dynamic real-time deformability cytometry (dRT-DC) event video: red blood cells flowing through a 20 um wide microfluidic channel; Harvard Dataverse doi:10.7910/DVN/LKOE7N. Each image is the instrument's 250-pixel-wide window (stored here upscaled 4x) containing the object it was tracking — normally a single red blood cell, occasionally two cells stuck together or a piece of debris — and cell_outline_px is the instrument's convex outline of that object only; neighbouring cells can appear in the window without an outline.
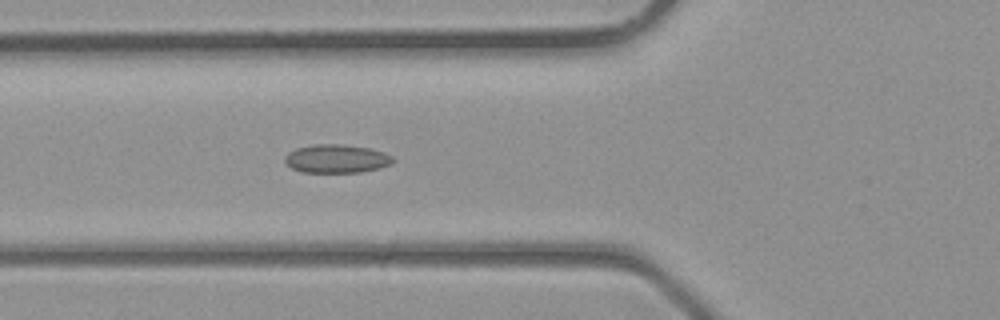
{"species": "common noctule bat (a hibernating species)", "species_latin": "Nyctalus noctula", "temperature_condition": "room temperature", "stored_images_in_passage": 39, "camera_frame_rate_fps": 3000, "um_per_image_px": 0.085, "animal": {"sex": "male", "body_mass_g": 23.1, "forearm_length_mm": 52.7}, "frame": {"image": 1, "passage_image": 15, "time_ms": 4.667, "image_size_px": [1000, 320], "cell_outline_px": [[396, 160], [392, 164], [380, 168], [360, 172], [300, 172], [292, 168], [284, 160], [284, 156], [288, 152], [296, 148], [312, 144], [340, 144], [372, 148], [384, 152], [392, 156]], "centroid_in_image_um": [28.63, 13.48], "position_along_channel_um": 97.2, "area_um2": 18.15}}
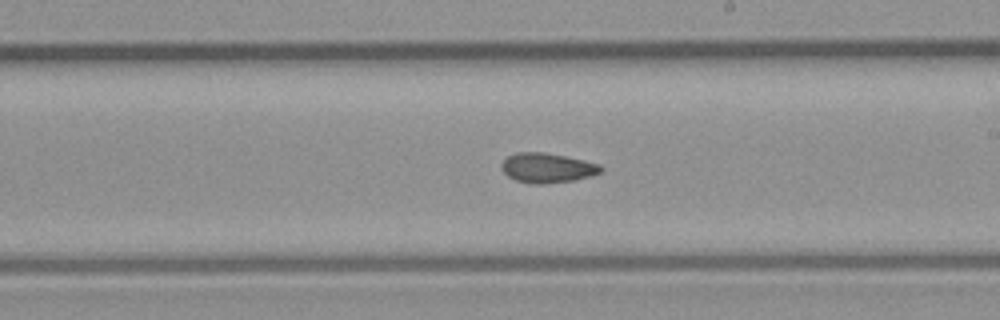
{"frame": {"image": 2, "passage_image": 23, "time_ms": 7.333, "image_size_px": [1000, 320], "cell_outline_px": [[604, 168], [600, 172], [592, 176], [576, 180], [544, 184], [532, 184], [516, 180], [508, 176], [500, 168], [500, 164], [508, 156], [516, 152], [544, 152], [584, 160], [600, 164]], "centroid_in_image_um": [46.52, 14.27], "position_along_channel_um": 242.5, "area_um2": 17.34}}
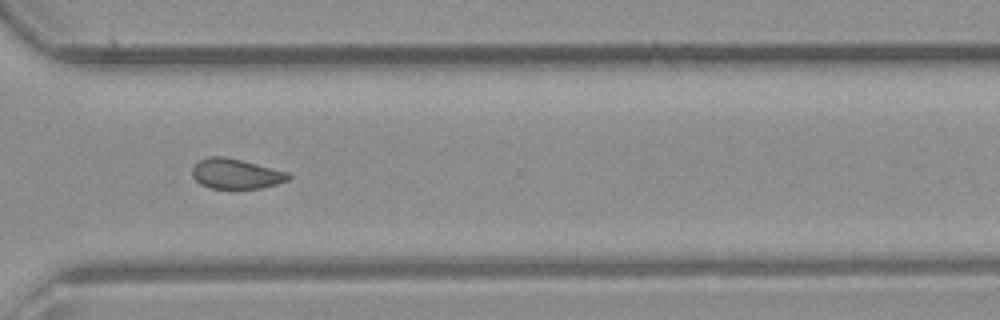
{"frame": {"image": 3, "passage_image": 29, "time_ms": 9.333, "image_size_px": [1000, 320], "cell_outline_px": [[292, 176], [288, 180], [276, 184], [260, 188], [212, 188], [200, 184], [192, 176], [192, 168], [200, 160], [212, 156], [224, 156], [288, 172]], "centroid_in_image_um": [20.05, 14.77], "position_along_channel_um": 350.6, "area_um2": 16.59}}